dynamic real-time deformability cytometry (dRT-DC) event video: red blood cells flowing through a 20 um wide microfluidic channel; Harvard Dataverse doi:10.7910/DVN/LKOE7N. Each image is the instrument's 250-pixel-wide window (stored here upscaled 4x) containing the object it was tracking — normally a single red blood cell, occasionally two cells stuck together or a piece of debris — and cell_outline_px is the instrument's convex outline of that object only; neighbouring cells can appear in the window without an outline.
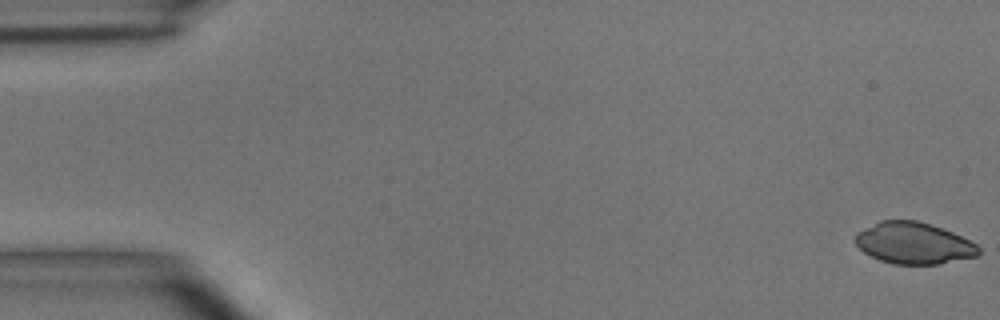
{"species": "common noctule bat (a hibernating species)", "species_latin": "Nyctalus noctula", "temperature_condition": "room temperature", "stored_images_in_passage": 49, "camera_frame_rate_fps": 3000, "um_per_image_px": 0.085, "animal": {"sex": "male", "body_mass_g": 15.6}, "frame": {"image": 1, "passage_image": 1, "time_ms": 0.0, "image_size_px": [1000, 320], "cell_outline_px": [[980, 256], [936, 264], [892, 264], [880, 260], [864, 252], [852, 240], [856, 232], [880, 220], [916, 220], [952, 232], [976, 244], [980, 248]], "centroid_in_image_um": [77.64, 20.67], "position_along_channel_um": 7.4, "area_um2": 29.82}}